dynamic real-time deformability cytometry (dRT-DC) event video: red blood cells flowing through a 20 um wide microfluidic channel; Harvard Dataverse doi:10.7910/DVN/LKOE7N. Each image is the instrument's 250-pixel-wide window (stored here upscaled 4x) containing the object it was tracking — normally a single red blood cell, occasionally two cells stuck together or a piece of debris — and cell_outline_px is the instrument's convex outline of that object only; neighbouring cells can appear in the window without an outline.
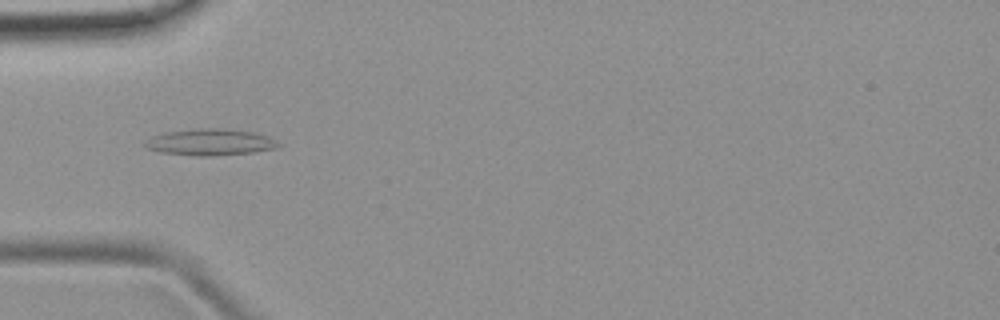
{"species": "common noctule bat (a hibernating species)", "species_latin": "Nyctalus noctula", "temperature_condition": "room temperature", "stored_images_in_passage": 40, "camera_frame_rate_fps": 3000, "um_per_image_px": 0.085, "animal": {"sex": "female", "body_mass_g": 19.9}, "frame": {"image": 1, "passage_image": 7, "time_ms": 2.0, "image_size_px": [1000, 320], "cell_outline_px": [[280, 144], [276, 148], [252, 152], [212, 156], [196, 156], [160, 152], [144, 148], [144, 144], [152, 136], [164, 132], [200, 128], [220, 128], [252, 132], [268, 136]], "centroid_in_image_um": [17.82, 12.09], "position_along_channel_um": 67.2, "area_um2": 20.46}}
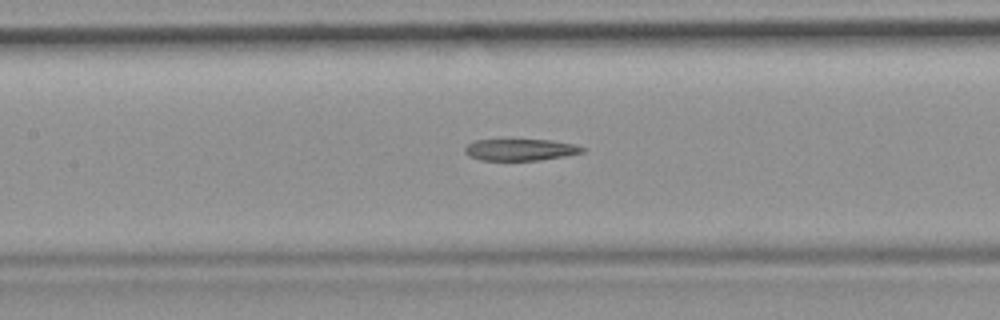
{"frame": {"image": 2, "passage_image": 14, "time_ms": 4.333, "image_size_px": [1000, 320], "cell_outline_px": [[588, 148], [584, 152], [564, 156], [540, 160], [480, 160], [468, 156], [464, 152], [464, 148], [468, 144], [476, 140], [552, 140], [576, 144]], "centroid_in_image_um": [44.27, 12.73], "position_along_channel_um": 163.1, "area_um2": 14.91}}
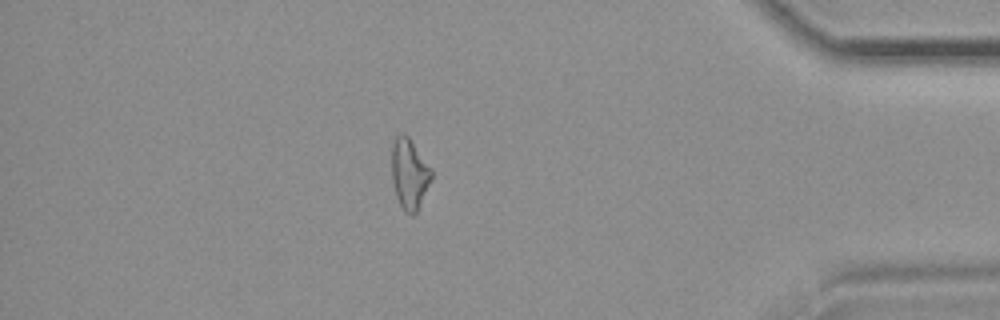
{"frame": {"image": 3, "passage_image": 34, "time_ms": 11.0, "image_size_px": [1000, 320], "cell_outline_px": [[432, 180], [416, 212], [412, 216], [404, 212], [396, 196], [392, 180], [392, 144], [396, 136], [400, 132], [404, 132], [408, 136], [432, 168]], "centroid_in_image_um": [34.8, 14.76], "position_along_channel_um": 400.4, "area_um2": 16.47}}